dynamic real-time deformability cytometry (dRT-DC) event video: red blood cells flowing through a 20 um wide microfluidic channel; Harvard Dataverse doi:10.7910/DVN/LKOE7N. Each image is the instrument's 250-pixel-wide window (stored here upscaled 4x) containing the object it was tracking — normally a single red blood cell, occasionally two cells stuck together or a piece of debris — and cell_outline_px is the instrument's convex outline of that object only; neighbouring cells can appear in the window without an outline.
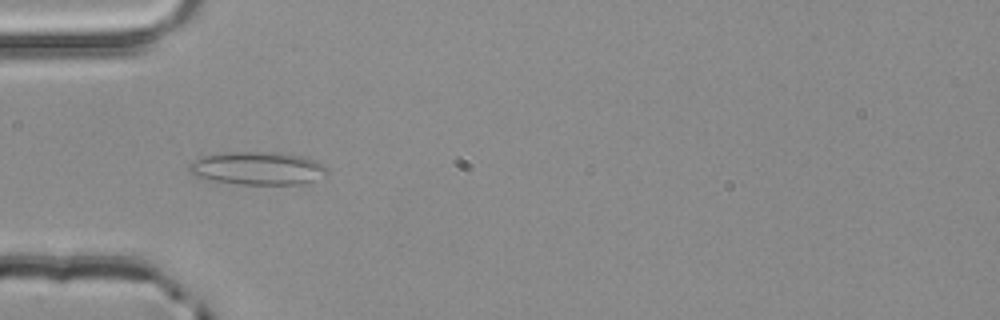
{"species": "common noctule bat (a hibernating species)", "species_latin": "Nyctalus noctula", "temperature_condition": "room temperature", "stored_images_in_passage": 3, "camera_frame_rate_fps": 3000, "um_per_image_px": 0.085, "animal": {"sex": "male", "body_mass_g": 20.4}, "frame": {"image": 1, "passage_image": 3, "time_ms": 0.667, "image_size_px": [1000, 320], "cell_outline_px": [[328, 176], [300, 184], [240, 184], [212, 180], [196, 176], [188, 168], [188, 164], [192, 160], [216, 152], [284, 152], [304, 156], [316, 160], [328, 168]], "centroid_in_image_um": [21.94, 14.28], "position_along_channel_um": 63.1, "area_um2": 26.93}}